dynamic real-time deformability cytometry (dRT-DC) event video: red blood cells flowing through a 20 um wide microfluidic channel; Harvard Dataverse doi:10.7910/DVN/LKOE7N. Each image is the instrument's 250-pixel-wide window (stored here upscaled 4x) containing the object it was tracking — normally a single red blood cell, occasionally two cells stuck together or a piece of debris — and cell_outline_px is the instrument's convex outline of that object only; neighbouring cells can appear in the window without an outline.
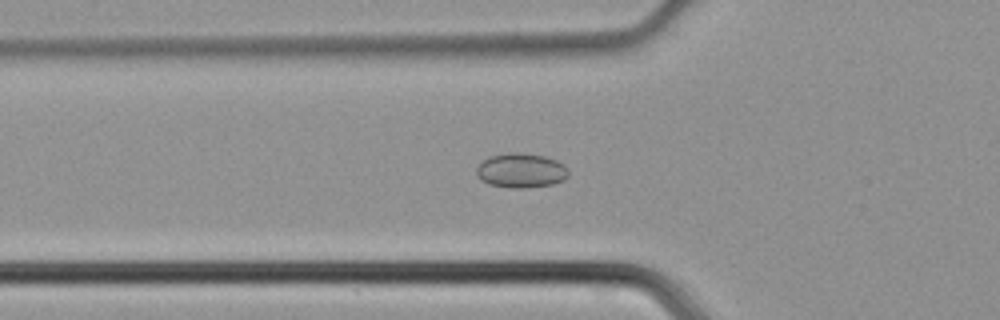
{"species": "common noctule bat (a hibernating species)", "species_latin": "Nyctalus noctula", "temperature_condition": "cold", "stored_images_in_passage": 40, "camera_frame_rate_fps": 3000, "um_per_image_px": 0.085, "animal": {"sex": "male", "body_mass_g": 21.5, "forearm_length_mm": 52.0}, "frame": {"image": 1, "passage_image": 9, "time_ms": 2.667, "image_size_px": [1000, 320], "cell_outline_px": [[568, 176], [564, 180], [552, 184], [524, 188], [508, 188], [488, 184], [480, 180], [476, 176], [476, 168], [488, 156], [508, 152], [520, 152], [544, 156], [556, 160], [564, 164], [568, 168]], "centroid_in_image_um": [44.27, 14.49], "position_along_channel_um": 81.5, "area_um2": 18.79}}
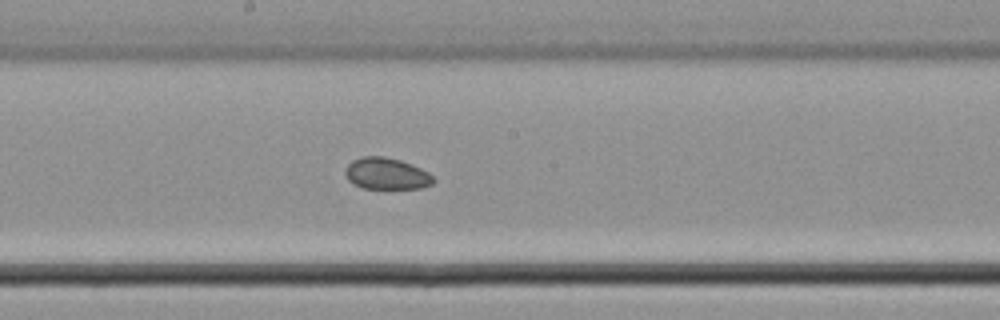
{"frame": {"image": 2, "passage_image": 18, "time_ms": 5.667, "image_size_px": [1000, 320], "cell_outline_px": [[436, 180], [432, 184], [420, 188], [364, 188], [352, 184], [348, 180], [344, 172], [348, 164], [352, 160], [360, 156], [384, 156], [400, 160], [412, 164], [428, 172]], "centroid_in_image_um": [32.83, 14.75], "position_along_channel_um": 215.4, "area_um2": 16.3}}
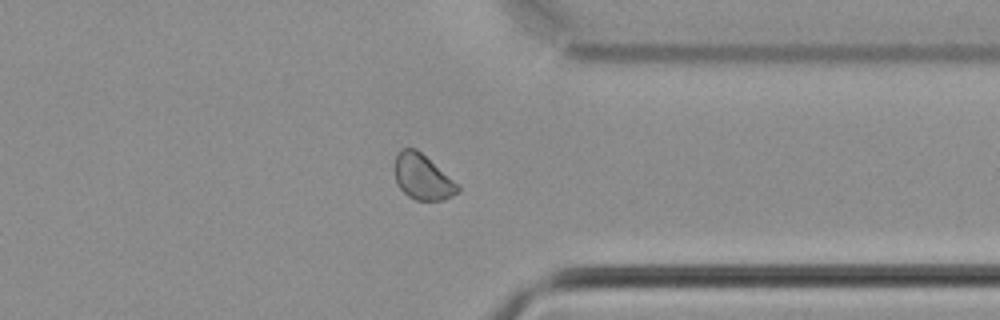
{"frame": {"image": 3, "passage_image": 29, "time_ms": 9.333, "image_size_px": [1000, 320], "cell_outline_px": [[460, 188], [452, 196], [444, 200], [416, 200], [408, 196], [400, 188], [396, 180], [396, 152], [400, 148], [416, 148], [460, 184]], "centroid_in_image_um": [35.94, 15.03], "position_along_channel_um": 375.5, "area_um2": 16.65}}